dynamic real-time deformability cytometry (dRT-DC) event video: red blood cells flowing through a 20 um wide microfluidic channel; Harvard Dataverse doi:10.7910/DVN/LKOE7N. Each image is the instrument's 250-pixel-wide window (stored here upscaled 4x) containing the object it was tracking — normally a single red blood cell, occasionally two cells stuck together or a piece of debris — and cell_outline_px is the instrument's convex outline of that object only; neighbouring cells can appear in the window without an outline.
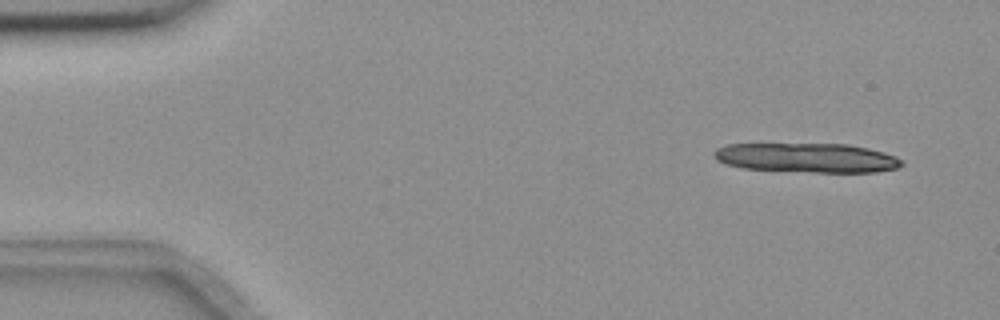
{"species": "common noctule bat (a hibernating species)", "species_latin": "Nyctalus noctula", "temperature_condition": "room temperature", "stored_images_in_passage": 5, "camera_frame_rate_fps": 3000, "um_per_image_px": 0.085, "animal": {"sex": "female", "body_mass_g": 18.4}, "frame": {"image": 1, "passage_image": 1, "time_ms": 0.0, "image_size_px": [1000, 320], "cell_outline_px": [[904, 164], [900, 168], [876, 172], [816, 172], [744, 168], [728, 164], [716, 160], [712, 156], [712, 152], [716, 148], [728, 144], [848, 144], [868, 148], [884, 152], [896, 156], [904, 160]], "centroid_in_image_um": [68.63, 13.41], "position_along_channel_um": 16.4, "area_um2": 32.31}}